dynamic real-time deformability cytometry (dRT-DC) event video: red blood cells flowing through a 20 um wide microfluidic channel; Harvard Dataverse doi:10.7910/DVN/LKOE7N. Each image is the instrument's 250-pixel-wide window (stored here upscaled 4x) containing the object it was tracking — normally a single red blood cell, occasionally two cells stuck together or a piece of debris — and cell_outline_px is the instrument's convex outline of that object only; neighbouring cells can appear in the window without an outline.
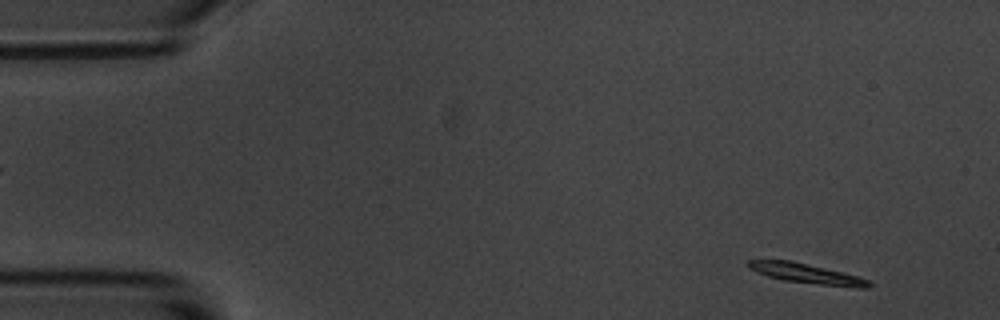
{"species": "common noctule bat (a hibernating species)", "species_latin": "Nyctalus noctula", "temperature_condition": "room temperature", "stored_images_in_passage": 4, "camera_frame_rate_fps": 3000, "um_per_image_px": 0.085, "animal": {"sex": "male", "body_mass_g": 20.1, "forearm_length_mm": 53.5}, "frame": {"image": 1, "passage_image": 1, "time_ms": 0.0, "image_size_px": [1000, 320], "cell_outline_px": [[872, 284], [868, 288], [856, 288], [784, 280], [768, 276], [756, 272], [748, 268], [748, 260], [792, 260], [856, 276], [868, 280]], "centroid_in_image_um": [68.53, 23.25], "position_along_channel_um": 16.5, "area_um2": 13.64}}
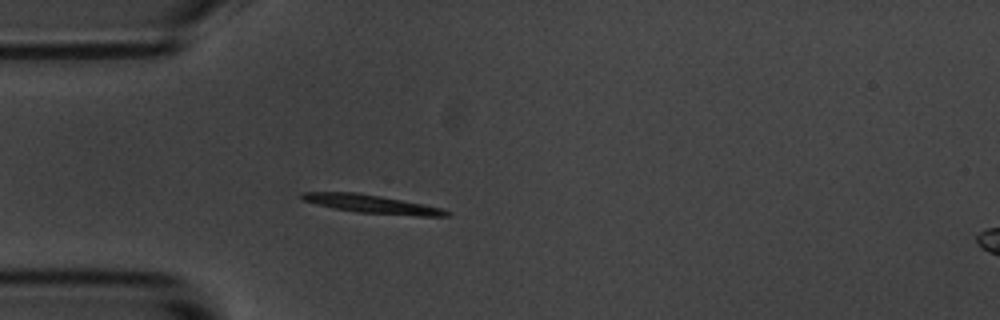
{"frame": {"image": 2, "passage_image": 4, "time_ms": 3.667, "image_size_px": [1000, 320], "cell_outline_px": [[452, 212], [448, 216], [420, 216], [360, 212], [332, 208], [300, 200], [300, 192], [356, 192], [380, 196], [424, 204], [440, 208]], "centroid_in_image_um": [31.56, 17.34], "position_along_channel_um": 53.4, "area_um2": 15.37}}